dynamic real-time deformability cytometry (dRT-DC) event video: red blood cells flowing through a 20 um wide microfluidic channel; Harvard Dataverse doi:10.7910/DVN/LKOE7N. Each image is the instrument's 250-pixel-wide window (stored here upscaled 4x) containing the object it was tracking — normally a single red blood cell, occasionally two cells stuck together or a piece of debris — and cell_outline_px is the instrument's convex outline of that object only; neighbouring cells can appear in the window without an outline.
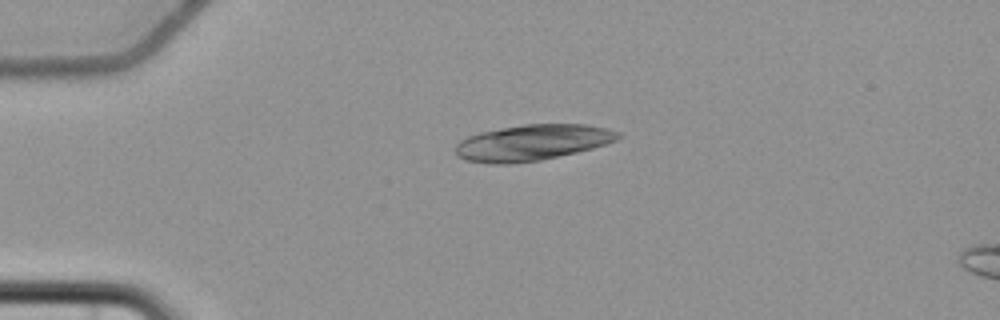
{"species": "common noctule bat (a hibernating species)", "species_latin": "Nyctalus noctula", "temperature_condition": "cold", "stored_images_in_passage": 5, "camera_frame_rate_fps": 3000, "um_per_image_px": 0.085, "animal": {"sex": "female", "body_mass_g": 22.7, "forearm_length_mm": 54.2}, "frame": {"image": 1, "passage_image": 3, "time_ms": 3.333, "image_size_px": [1000, 320], "cell_outline_px": [[624, 136], [616, 140], [592, 148], [576, 152], [540, 160], [512, 164], [492, 164], [468, 160], [456, 156], [456, 144], [460, 140], [468, 136], [480, 132], [524, 124], [588, 124], [608, 128], [620, 132]], "centroid_in_image_um": [45.26, 12.11], "position_along_channel_um": 39.7, "area_um2": 34.04}}